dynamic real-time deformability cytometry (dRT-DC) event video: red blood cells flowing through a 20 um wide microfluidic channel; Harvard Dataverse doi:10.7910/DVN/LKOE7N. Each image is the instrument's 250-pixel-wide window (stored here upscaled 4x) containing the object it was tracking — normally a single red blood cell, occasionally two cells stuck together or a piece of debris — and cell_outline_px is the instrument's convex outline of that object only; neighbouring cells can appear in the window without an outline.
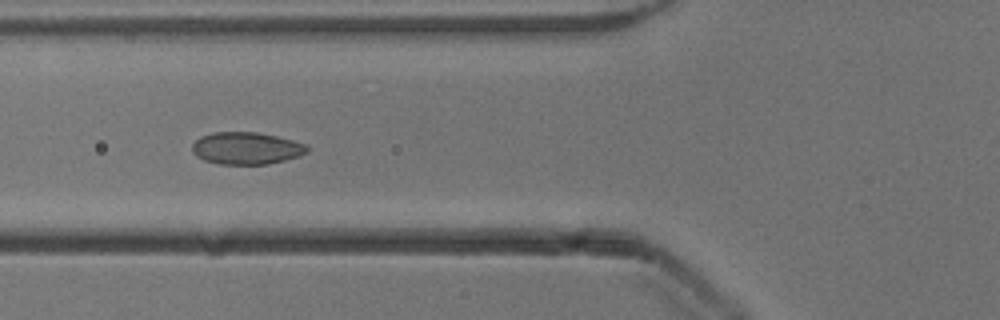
{"species": "common noctule bat (a hibernating species)", "species_latin": "Nyctalus noctula", "temperature_condition": "cold", "stored_images_in_passage": 52, "camera_frame_rate_fps": 3000, "um_per_image_px": 0.085, "animal": {"sex": "male", "body_mass_g": 13.3}, "frame": {"image": 1, "passage_image": 19, "time_ms": 6.0, "image_size_px": [1000, 320], "cell_outline_px": [[308, 152], [300, 156], [268, 164], [220, 164], [204, 160], [196, 156], [192, 152], [192, 144], [200, 136], [212, 132], [256, 132], [276, 136], [308, 144]], "centroid_in_image_um": [20.94, 12.6], "position_along_channel_um": 104.9, "area_um2": 21.68}}
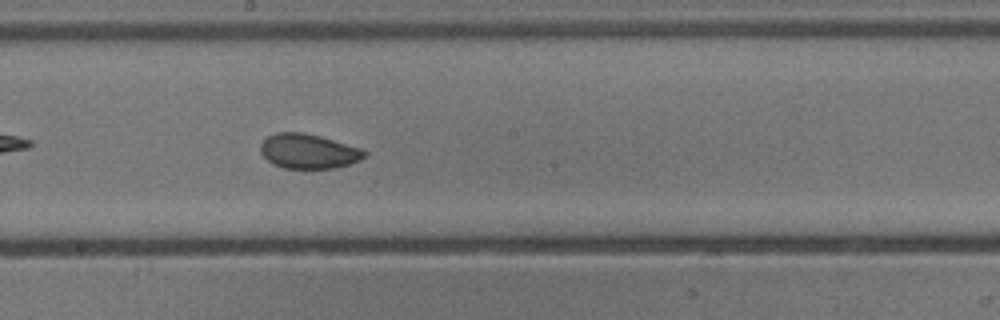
{"frame": {"image": 2, "passage_image": 28, "time_ms": 9.0, "image_size_px": [1000, 320], "cell_outline_px": [[368, 152], [360, 160], [348, 164], [332, 168], [284, 168], [268, 160], [260, 152], [260, 144], [268, 136], [276, 132], [300, 132], [320, 136], [364, 148]], "centroid_in_image_um": [26.24, 12.84], "position_along_channel_um": 222.0, "area_um2": 20.92}}
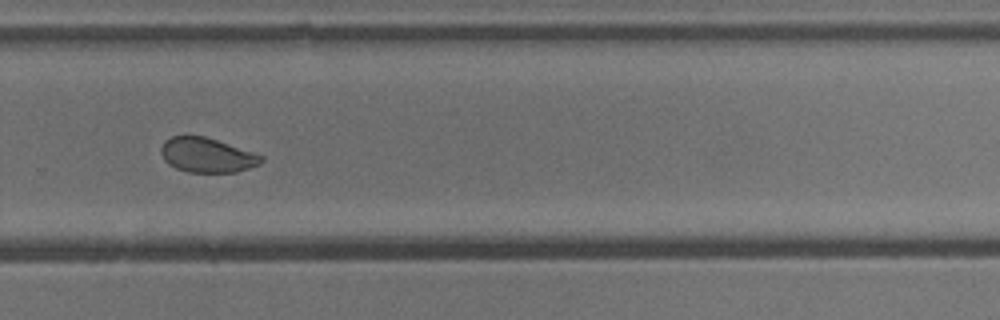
{"frame": {"image": 3, "passage_image": 35, "time_ms": 11.333, "image_size_px": [1000, 320], "cell_outline_px": [[264, 160], [260, 164], [236, 172], [188, 172], [176, 168], [168, 164], [164, 160], [160, 152], [160, 148], [164, 140], [172, 136], [204, 136], [264, 156]], "centroid_in_image_um": [17.56, 13.19], "position_along_channel_um": 312.2, "area_um2": 20.11}, "authors_computed_cell_mechanics": {"area_um2": 22.3108, "velocity_mm_per_s": 3.8803, "shape_relaxation_time_tau1_ms": 3.3965, "shape_relaxation_time_tau2_ms": 0.6525, "deformation_change_tau1": 0.0796, "deformation_change_tau2": 0.0287}}